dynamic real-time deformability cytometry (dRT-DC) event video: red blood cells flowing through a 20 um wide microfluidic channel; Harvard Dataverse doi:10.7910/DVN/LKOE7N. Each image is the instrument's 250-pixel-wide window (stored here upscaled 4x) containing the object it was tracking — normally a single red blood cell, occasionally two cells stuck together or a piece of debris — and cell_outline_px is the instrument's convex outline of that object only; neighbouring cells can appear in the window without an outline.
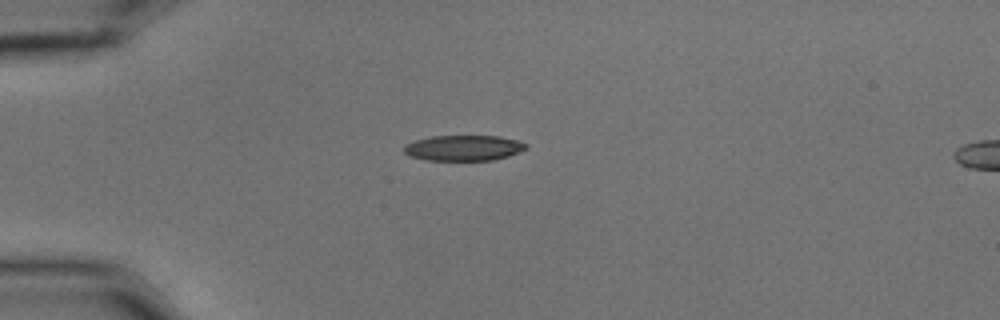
{"species": "common noctule bat (a hibernating species)", "species_latin": "Nyctalus noctula", "temperature_condition": "cold", "stored_images_in_passage": 6, "camera_frame_rate_fps": 3000, "um_per_image_px": 0.085, "animal": {"sex": "male", "body_mass_g": 15.6}, "frame": {"image": 1, "passage_image": 1, "time_ms": 0.0, "image_size_px": [1000, 320], "cell_outline_px": [[528, 148], [508, 156], [492, 160], [424, 160], [408, 156], [404, 152], [404, 144], [416, 140], [432, 136], [500, 136], [516, 140], [528, 144]], "centroid_in_image_um": [39.39, 12.57], "position_along_channel_um": 45.6, "area_um2": 18.21}}